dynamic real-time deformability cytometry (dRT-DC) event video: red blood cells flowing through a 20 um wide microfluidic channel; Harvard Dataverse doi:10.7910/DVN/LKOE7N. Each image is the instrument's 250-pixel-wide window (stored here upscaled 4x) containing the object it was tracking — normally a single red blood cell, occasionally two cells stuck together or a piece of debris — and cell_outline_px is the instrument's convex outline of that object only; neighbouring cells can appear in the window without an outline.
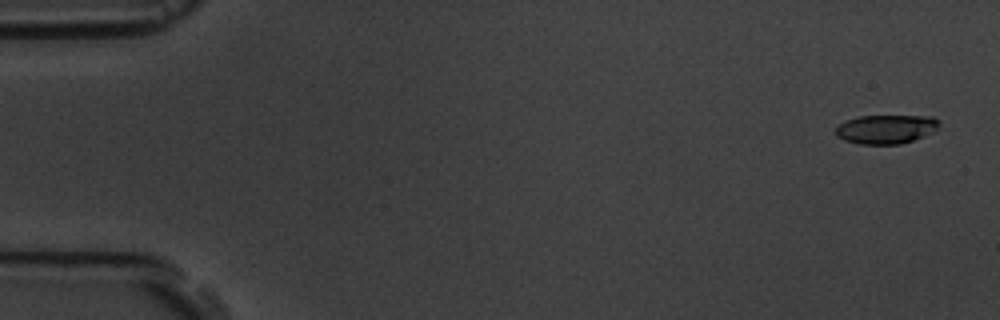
{"species": "common noctule bat (a hibernating species)", "species_latin": "Nyctalus noctula", "temperature_condition": "room temperature", "stored_images_in_passage": 6, "camera_frame_rate_fps": 3000, "um_per_image_px": 0.085, "animal": {"sex": "male", "body_mass_g": 19.5, "forearm_length_mm": 54.6}, "frame": {"image": 1, "passage_image": 1, "time_ms": 0.0, "image_size_px": [1000, 320], "cell_outline_px": [[940, 124], [936, 128], [924, 136], [900, 144], [860, 144], [844, 140], [836, 136], [836, 128], [844, 120], [860, 116], [932, 116], [940, 120]], "centroid_in_image_um": [75.29, 10.97], "position_along_channel_um": 9.7, "area_um2": 17.4}}
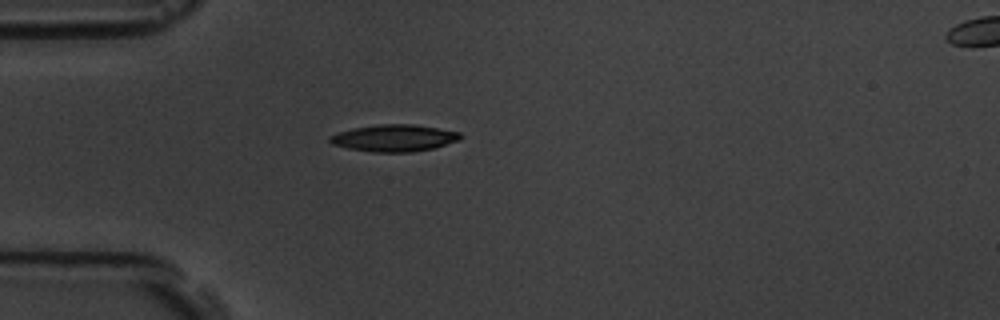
{"frame": {"image": 2, "passage_image": 4, "time_ms": 4.667, "image_size_px": [1000, 320], "cell_outline_px": [[464, 136], [460, 140], [432, 148], [412, 152], [372, 152], [348, 148], [332, 144], [328, 140], [328, 136], [352, 128], [380, 124], [416, 124], [460, 132]], "centroid_in_image_um": [33.52, 11.73], "position_along_channel_um": 51.5, "area_um2": 20.52}}
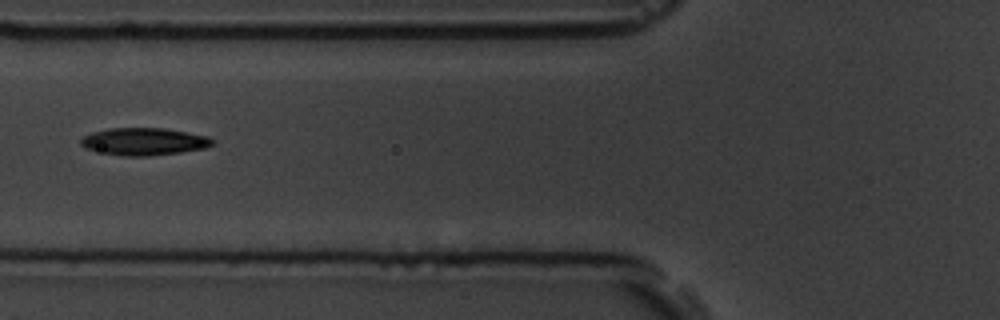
{"frame": {"image": 3, "passage_image": 6, "time_ms": 6.667, "image_size_px": [1000, 320], "cell_outline_px": [[212, 144], [204, 148], [180, 152], [148, 156], [124, 156], [84, 148], [80, 144], [80, 140], [84, 136], [92, 132], [108, 128], [164, 128], [208, 136], [212, 140]], "centroid_in_image_um": [12.21, 12.02], "position_along_channel_um": 113.6, "area_um2": 20.75}}